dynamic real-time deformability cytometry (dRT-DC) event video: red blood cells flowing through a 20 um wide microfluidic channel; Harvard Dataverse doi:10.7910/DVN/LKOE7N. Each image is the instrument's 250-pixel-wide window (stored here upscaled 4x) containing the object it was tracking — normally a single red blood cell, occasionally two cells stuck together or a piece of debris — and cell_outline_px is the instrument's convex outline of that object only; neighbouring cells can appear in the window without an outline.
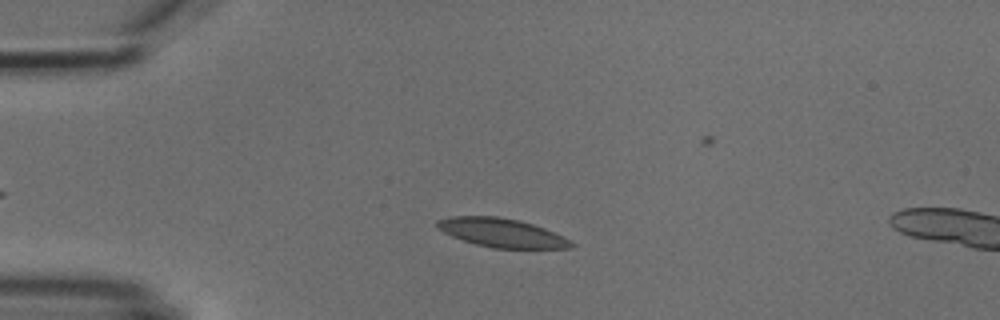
{"species": "common noctule bat (a hibernating species)", "species_latin": "Nyctalus noctula", "temperature_condition": "cold", "stored_images_in_passage": 4, "camera_frame_rate_fps": 3000, "um_per_image_px": 0.085, "animal": {"sex": "male", "body_mass_g": 18.8}, "frame": {"image": 1, "passage_image": 2, "time_ms": 1.333, "image_size_px": [1000, 320], "cell_outline_px": [[576, 244], [572, 248], [492, 248], [476, 244], [452, 236], [436, 228], [436, 220], [452, 216], [496, 216], [520, 220], [544, 228], [564, 236], [572, 240]], "centroid_in_image_um": [42.67, 19.78], "position_along_channel_um": 42.3, "area_um2": 22.54}}